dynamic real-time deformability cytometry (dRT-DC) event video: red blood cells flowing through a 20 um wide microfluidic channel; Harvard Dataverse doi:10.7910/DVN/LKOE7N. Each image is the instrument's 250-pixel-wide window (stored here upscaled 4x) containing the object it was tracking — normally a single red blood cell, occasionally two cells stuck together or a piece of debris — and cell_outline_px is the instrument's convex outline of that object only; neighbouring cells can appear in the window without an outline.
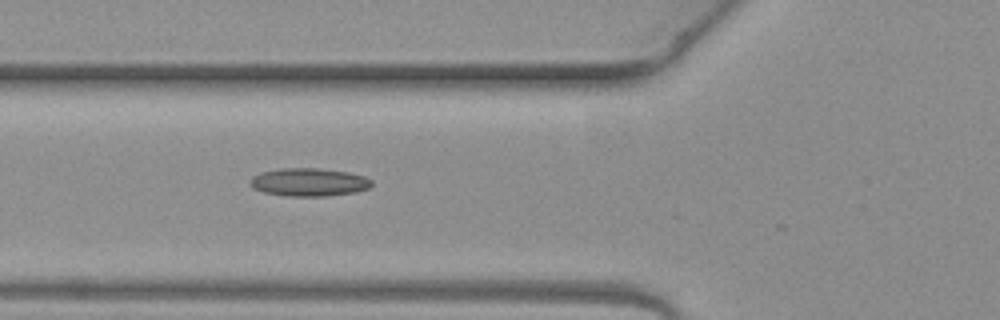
{"species": "common noctule bat (a hibernating species)", "species_latin": "Nyctalus noctula", "temperature_condition": "warm", "stored_images_in_passage": 4, "camera_frame_rate_fps": 3000, "um_per_image_px": 0.085, "animal": {"sex": "female", "body_mass_g": 19.3, "forearm_length_mm": 54.1}, "frame": {"image": 1, "passage_image": 4, "time_ms": 1.0, "image_size_px": [1000, 320], "cell_outline_px": [[372, 184], [368, 188], [356, 192], [328, 196], [284, 196], [264, 192], [252, 188], [248, 184], [248, 180], [252, 176], [260, 172], [280, 168], [316, 168], [348, 172], [364, 176], [372, 180]], "centroid_in_image_um": [26.21, 15.48], "position_along_channel_um": 99.6, "area_um2": 20.11}}